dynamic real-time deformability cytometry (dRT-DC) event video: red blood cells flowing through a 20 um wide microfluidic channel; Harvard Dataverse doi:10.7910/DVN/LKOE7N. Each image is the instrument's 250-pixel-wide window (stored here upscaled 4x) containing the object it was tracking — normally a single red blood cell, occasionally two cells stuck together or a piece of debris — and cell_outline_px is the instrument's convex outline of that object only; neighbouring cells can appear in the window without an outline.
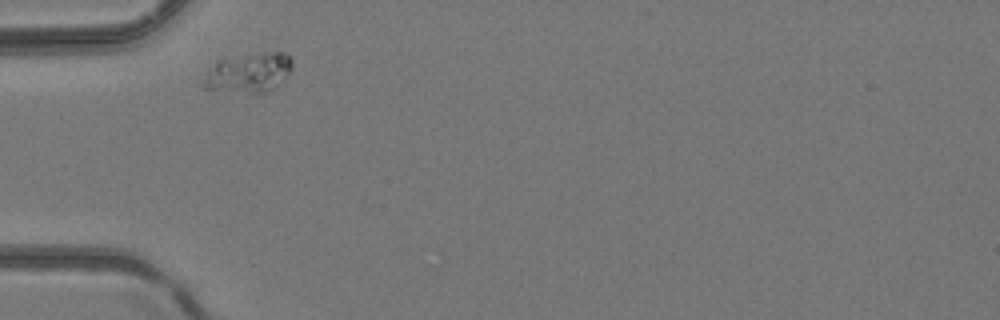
{"species": "common noctule bat (a hibernating species)", "species_latin": "Nyctalus noctula", "temperature_condition": "room temperature", "stored_images_in_passage": 2, "camera_frame_rate_fps": 3000, "um_per_image_px": 0.085, "animal": {"sex": "female", "body_mass_g": 24.6, "forearm_length_mm": 56.2}, "frame": {"image": 1, "passage_image": 1, "time_ms": 0.0, "image_size_px": [1000, 320], "cell_outline_px": [[292, 68], [276, 88], [264, 92], [248, 92], [204, 88], [204, 84], [208, 68], [220, 60], [264, 52], [284, 52], [292, 60]], "centroid_in_image_um": [21.19, 6.17], "position_along_channel_um": 63.8, "area_um2": 19.77}}
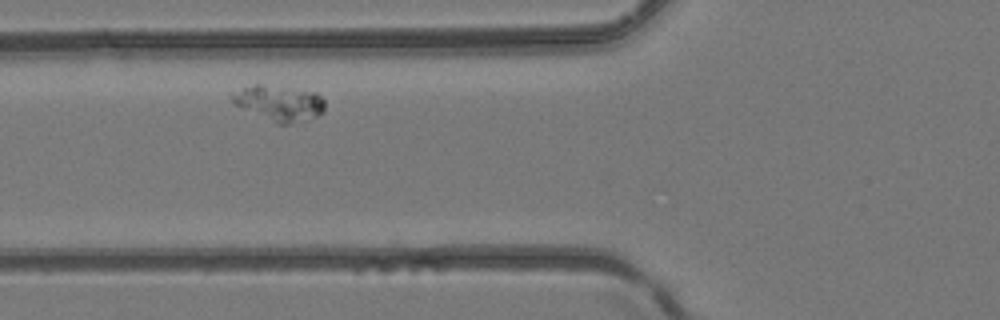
{"frame": {"image": 2, "passage_image": 2, "time_ms": 0.333, "image_size_px": [1000, 320], "cell_outline_px": [[324, 112], [316, 116], [288, 124], [276, 124], [236, 104], [232, 100], [232, 96], [240, 88], [256, 84], [264, 84], [316, 92], [324, 100]], "centroid_in_image_um": [23.77, 8.75], "position_along_channel_um": 102.0, "area_um2": 18.79}}